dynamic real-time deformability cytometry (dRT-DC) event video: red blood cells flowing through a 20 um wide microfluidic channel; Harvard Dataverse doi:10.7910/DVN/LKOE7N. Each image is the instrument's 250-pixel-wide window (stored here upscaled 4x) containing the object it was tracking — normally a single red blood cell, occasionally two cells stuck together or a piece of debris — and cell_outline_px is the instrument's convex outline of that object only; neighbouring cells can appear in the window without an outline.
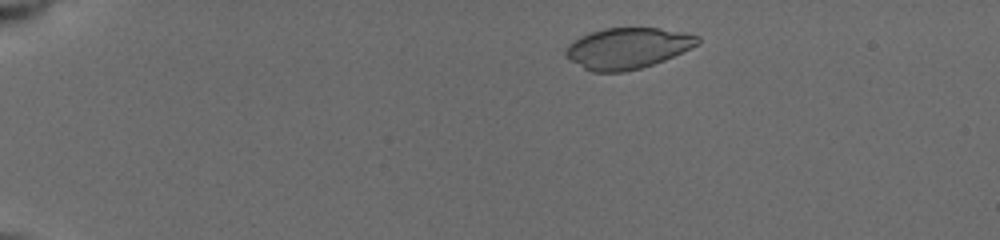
{"species": "common noctule bat (a hibernating species)", "species_latin": "Nyctalus noctula", "temperature_condition": "cold", "stored_images_in_passage": 10, "camera_frame_rate_fps": 3000, "um_per_image_px": 0.085, "animal": {"sex": "female", "body_mass_g": 19.5, "forearm_length_mm": 54.1}, "frame": {"image": 1, "passage_image": 4, "time_ms": 1.333, "image_size_px": [1000, 240], "cell_outline_px": [[700, 44], [664, 60], [640, 68], [624, 72], [592, 72], [584, 68], [564, 56], [564, 52], [568, 44], [572, 40], [580, 36], [604, 28], [660, 28], [684, 32], [700, 36]], "centroid_in_image_um": [53.34, 4.09], "position_along_channel_um": 31.7, "area_um2": 31.56}}